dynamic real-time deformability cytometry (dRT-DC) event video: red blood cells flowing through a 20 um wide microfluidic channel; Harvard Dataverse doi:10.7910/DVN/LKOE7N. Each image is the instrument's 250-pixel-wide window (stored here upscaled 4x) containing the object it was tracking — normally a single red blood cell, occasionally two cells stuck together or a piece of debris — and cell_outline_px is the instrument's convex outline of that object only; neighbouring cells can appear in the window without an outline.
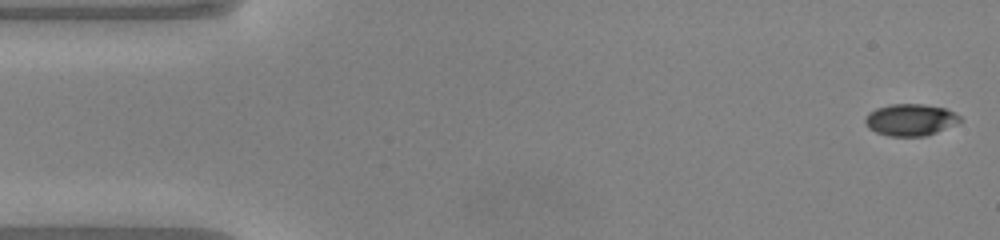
{"species": "common noctule bat (a hibernating species)", "species_latin": "Nyctalus noctula", "temperature_condition": "warm", "stored_images_in_passage": 49, "camera_frame_rate_fps": 3000, "um_per_image_px": 0.085, "animal": {"sex": "male", "body_mass_g": 20.0, "forearm_length_mm": 53.3}, "frame": {"image": 1, "passage_image": 1, "time_ms": 0.0, "image_size_px": [1000, 240], "cell_outline_px": [[960, 120], [956, 124], [936, 132], [924, 136], [888, 136], [876, 132], [868, 128], [864, 120], [868, 112], [876, 108], [892, 104], [920, 104], [944, 108], [956, 112], [960, 116]], "centroid_in_image_um": [77.36, 10.18], "position_along_channel_um": 7.6, "area_um2": 17.51}}
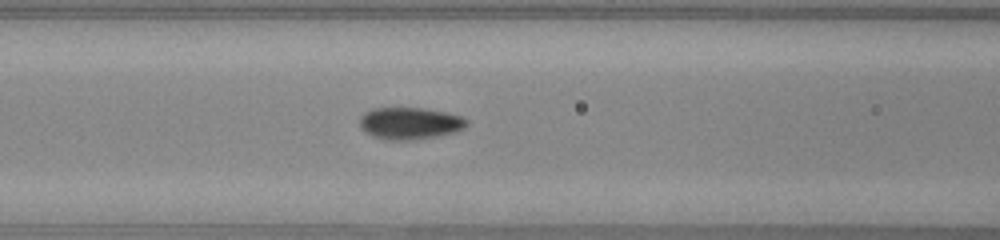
{"frame": {"image": 2, "passage_image": 19, "time_ms": 6.0, "image_size_px": [1000, 240], "cell_outline_px": [[468, 124], [464, 128], [456, 132], [436, 136], [408, 140], [388, 140], [372, 136], [360, 124], [360, 116], [364, 112], [372, 108], [424, 108], [448, 112], [460, 116], [468, 120]], "centroid_in_image_um": [34.87, 10.47], "position_along_channel_um": 131.7, "area_um2": 19.88}}
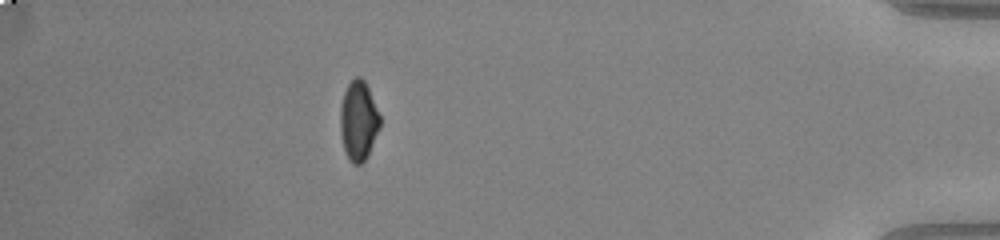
{"frame": {"image": 3, "passage_image": 43, "time_ms": 14.0, "image_size_px": [1000, 240], "cell_outline_px": [[380, 128], [368, 156], [360, 164], [352, 164], [344, 148], [340, 132], [340, 108], [344, 92], [348, 84], [356, 76], [360, 76], [364, 80], [368, 88], [380, 116]], "centroid_in_image_um": [30.47, 10.26], "position_along_channel_um": 404.7, "area_um2": 18.32}, "authors_computed_cell_mechanics": {"area_um2": 18.6116, "velocity_mm_per_s": 4.1091, "shape_relaxation_time_tau1_ms": 3.3656, "shape_relaxation_time_tau2_ms": null, "deformation_change_tau1": 0.1364, "deformation_change_tau2": null}}